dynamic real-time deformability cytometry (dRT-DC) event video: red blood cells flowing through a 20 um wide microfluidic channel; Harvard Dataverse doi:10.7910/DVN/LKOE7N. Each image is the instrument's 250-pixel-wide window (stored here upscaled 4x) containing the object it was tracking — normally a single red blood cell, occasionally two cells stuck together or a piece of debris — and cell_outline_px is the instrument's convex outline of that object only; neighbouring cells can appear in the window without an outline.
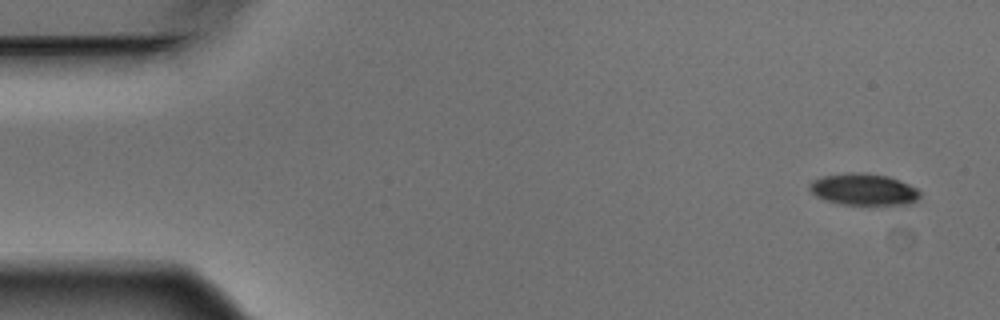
{"species": "Egyptian fruit bat (a non-hibernating species)", "species_latin": "Rousettus aegyptiacus", "temperature_condition": "warm", "stored_images_in_passage": 5, "camera_frame_rate_fps": 3000, "um_per_image_px": 0.085, "animal": {"sex": "male"}, "frame": {"image": 1, "passage_image": 1, "time_ms": 0.0, "image_size_px": [1000, 320], "cell_outline_px": [[920, 196], [916, 200], [908, 204], [840, 204], [824, 200], [816, 196], [808, 188], [808, 184], [812, 180], [824, 176], [844, 172], [868, 172], [888, 176], [900, 180], [916, 188], [920, 192]], "centroid_in_image_um": [73.37, 16.08], "position_along_channel_um": 11.6, "area_um2": 20.52}}
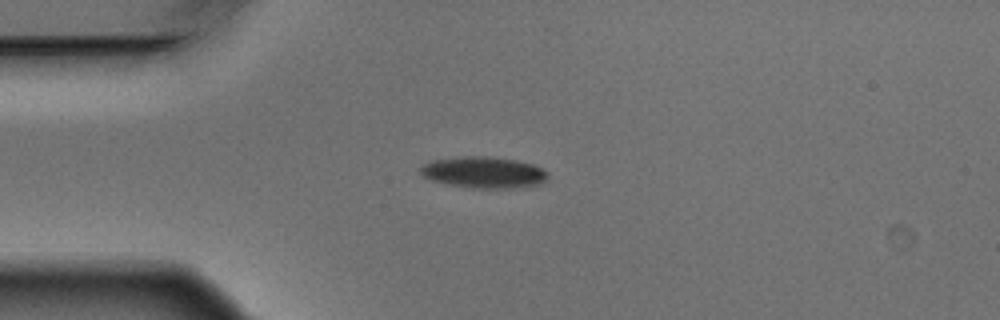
{"frame": {"image": 2, "passage_image": 4, "time_ms": 1.0, "image_size_px": [1000, 320], "cell_outline_px": [[548, 176], [544, 180], [536, 184], [504, 188], [472, 188], [448, 184], [432, 180], [424, 176], [420, 172], [420, 168], [424, 164], [432, 160], [464, 156], [484, 156], [516, 160], [532, 164], [540, 168]], "centroid_in_image_um": [41.04, 14.64], "position_along_channel_um": 44.0, "area_um2": 22.72}}